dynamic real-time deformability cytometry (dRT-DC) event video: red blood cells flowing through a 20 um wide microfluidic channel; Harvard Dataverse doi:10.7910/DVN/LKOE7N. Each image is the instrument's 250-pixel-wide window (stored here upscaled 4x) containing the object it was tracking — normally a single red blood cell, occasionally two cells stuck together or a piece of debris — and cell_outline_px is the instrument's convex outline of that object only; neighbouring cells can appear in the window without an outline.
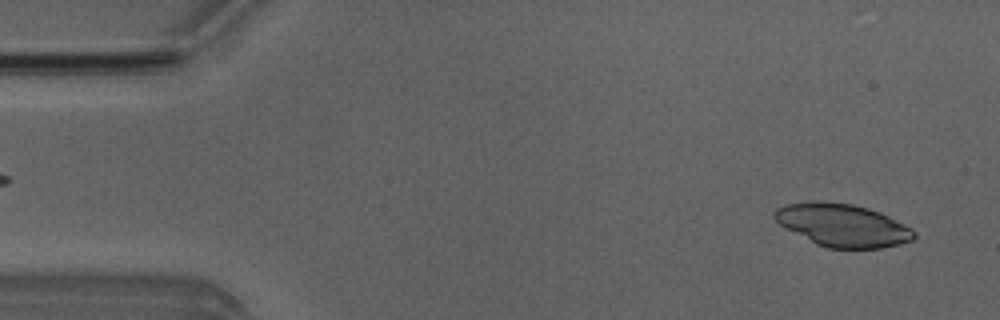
{"species": "Egyptian fruit bat (a non-hibernating species)", "species_latin": "Rousettus aegyptiacus", "temperature_condition": "room temperature", "stored_images_in_passage": 4, "camera_frame_rate_fps": 3000, "um_per_image_px": 0.085, "animal": {"sex": "male"}, "frame": {"image": 1, "passage_image": 4, "time_ms": 3.333, "image_size_px": [1000, 320], "cell_outline_px": [[916, 236], [912, 240], [900, 244], [880, 248], [828, 248], [816, 244], [780, 224], [772, 216], [776, 208], [784, 204], [816, 200], [852, 204], [868, 208], [880, 212], [912, 228], [916, 232]], "centroid_in_image_um": [71.62, 19.13], "position_along_channel_um": 13.4, "area_um2": 34.68}}